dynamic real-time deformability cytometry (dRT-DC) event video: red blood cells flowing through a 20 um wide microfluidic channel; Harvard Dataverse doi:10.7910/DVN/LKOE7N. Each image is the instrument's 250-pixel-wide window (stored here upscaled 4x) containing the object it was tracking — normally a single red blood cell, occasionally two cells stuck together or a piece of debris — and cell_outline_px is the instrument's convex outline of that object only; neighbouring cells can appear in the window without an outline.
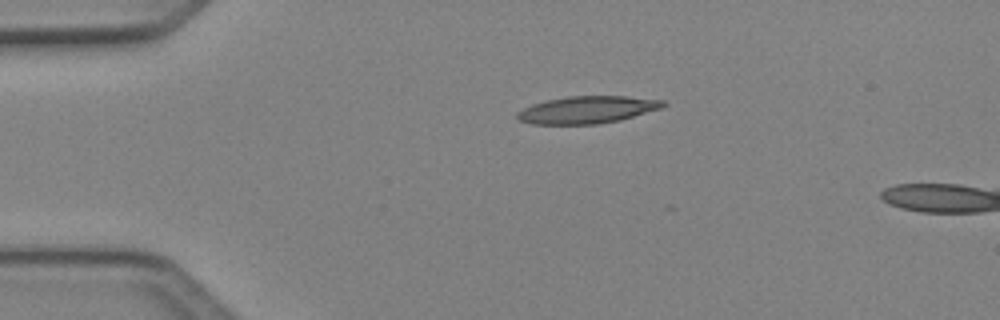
{"species": "Egyptian fruit bat (a non-hibernating species)", "species_latin": "Rousettus aegyptiacus", "temperature_condition": "cold", "stored_images_in_passage": 6, "camera_frame_rate_fps": 3000, "um_per_image_px": 0.085, "animal": {"sex": "female"}, "frame": {"image": 1, "passage_image": 1, "time_ms": 0.0, "image_size_px": [1000, 320], "cell_outline_px": [[668, 104], [660, 108], [620, 120], [596, 124], [532, 124], [520, 120], [516, 116], [516, 112], [532, 104], [544, 100], [568, 96], [628, 96], [664, 100]], "centroid_in_image_um": [49.9, 9.32], "position_along_channel_um": 35.1, "area_um2": 23.18}}